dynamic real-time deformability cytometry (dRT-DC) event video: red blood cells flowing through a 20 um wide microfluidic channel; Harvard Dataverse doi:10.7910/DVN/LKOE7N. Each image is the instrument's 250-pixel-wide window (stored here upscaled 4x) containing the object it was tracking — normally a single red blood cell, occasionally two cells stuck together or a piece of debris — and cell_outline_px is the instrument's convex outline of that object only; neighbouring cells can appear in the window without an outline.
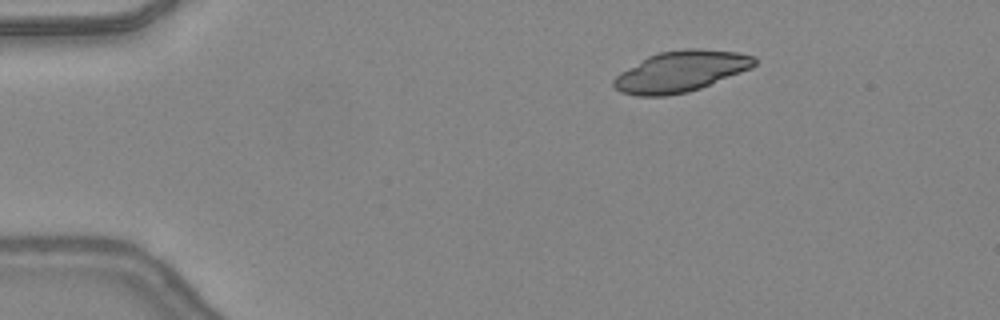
{"species": "common noctule bat (a hibernating species)", "species_latin": "Nyctalus noctula", "temperature_condition": "warm", "stored_images_in_passage": 9, "camera_frame_rate_fps": 3000, "um_per_image_px": 0.085, "animal": {"sex": "female", "body_mass_g": 24.6, "forearm_length_mm": 56.2}, "frame": {"image": 1, "passage_image": 1, "time_ms": 0.0, "image_size_px": [1000, 320], "cell_outline_px": [[756, 64], [752, 68], [700, 88], [688, 92], [664, 96], [636, 96], [620, 92], [612, 84], [612, 80], [620, 72], [648, 56], [660, 52], [684, 48], [700, 48], [740, 52], [756, 56]], "centroid_in_image_um": [57.88, 6.06], "position_along_channel_um": 27.1, "area_um2": 33.76}}